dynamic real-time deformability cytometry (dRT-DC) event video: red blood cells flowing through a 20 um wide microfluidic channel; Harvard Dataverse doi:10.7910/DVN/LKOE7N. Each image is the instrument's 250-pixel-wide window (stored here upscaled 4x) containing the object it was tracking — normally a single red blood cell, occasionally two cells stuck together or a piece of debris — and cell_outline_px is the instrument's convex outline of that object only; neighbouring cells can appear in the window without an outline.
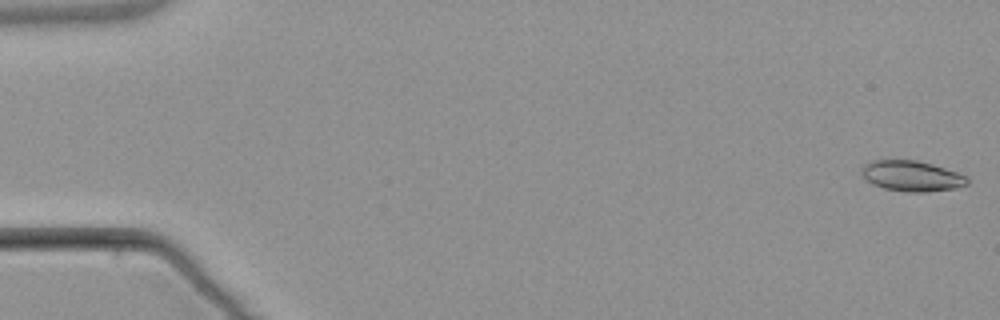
{"species": "common noctule bat (a hibernating species)", "species_latin": "Nyctalus noctula", "temperature_condition": "warm", "stored_images_in_passage": 5, "camera_frame_rate_fps": 3000, "um_per_image_px": 0.085, "animal": {"sex": "male", "body_mass_g": 21.5, "forearm_length_mm": 52.0}, "frame": {"image": 1, "passage_image": 1, "time_ms": 0.0, "image_size_px": [1000, 320], "cell_outline_px": [[968, 184], [956, 188], [924, 192], [908, 192], [884, 188], [872, 184], [860, 172], [860, 168], [864, 164], [872, 160], [916, 160], [932, 164], [968, 176]], "centroid_in_image_um": [77.49, 14.95], "position_along_channel_um": 7.5, "area_um2": 18.79}}
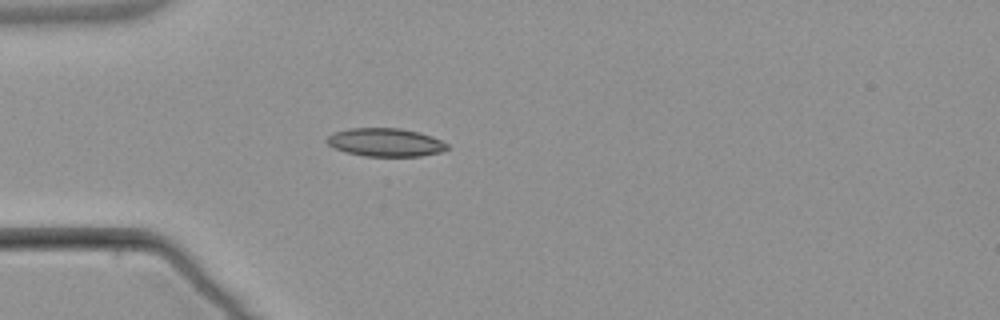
{"frame": {"image": 2, "passage_image": 5, "time_ms": 5.0, "image_size_px": [1000, 320], "cell_outline_px": [[448, 148], [440, 152], [420, 156], [364, 156], [332, 148], [324, 140], [332, 132], [348, 128], [400, 128], [420, 132], [432, 136], [448, 144]], "centroid_in_image_um": [32.72, 12.09], "position_along_channel_um": 52.3, "area_um2": 19.94}}